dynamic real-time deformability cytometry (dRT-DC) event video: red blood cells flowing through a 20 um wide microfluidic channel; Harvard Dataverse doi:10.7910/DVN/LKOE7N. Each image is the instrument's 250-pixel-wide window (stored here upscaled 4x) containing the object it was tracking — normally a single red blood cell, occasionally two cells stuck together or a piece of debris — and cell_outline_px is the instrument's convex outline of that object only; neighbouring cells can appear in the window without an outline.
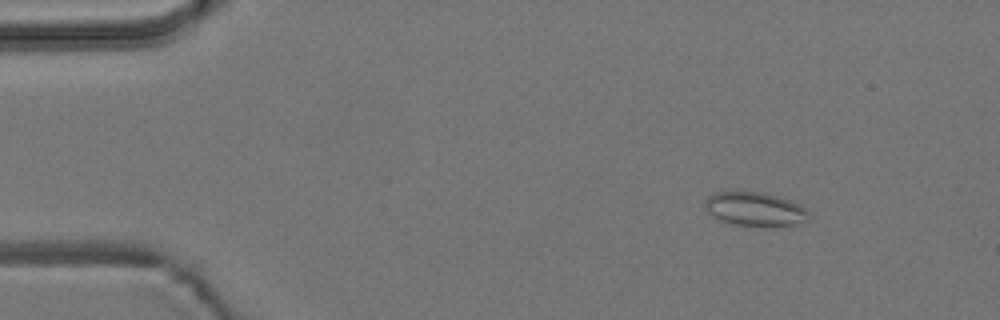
{"species": "common noctule bat (a hibernating species)", "species_latin": "Nyctalus noctula", "temperature_condition": "room temperature", "stored_images_in_passage": 4, "camera_frame_rate_fps": 3000, "um_per_image_px": 0.085, "animal": {"sex": "male", "body_mass_g": 19.2, "forearm_length_mm": 51.8}, "frame": {"image": 1, "passage_image": 4, "time_ms": 5.0, "image_size_px": [1000, 320], "cell_outline_px": [[812, 220], [792, 224], [736, 224], [720, 220], [712, 216], [708, 212], [704, 204], [704, 200], [708, 196], [716, 192], [760, 192], [776, 196], [800, 204], [812, 216]], "centroid_in_image_um": [64.16, 17.74], "position_along_channel_um": 20.8, "area_um2": 19.88}}